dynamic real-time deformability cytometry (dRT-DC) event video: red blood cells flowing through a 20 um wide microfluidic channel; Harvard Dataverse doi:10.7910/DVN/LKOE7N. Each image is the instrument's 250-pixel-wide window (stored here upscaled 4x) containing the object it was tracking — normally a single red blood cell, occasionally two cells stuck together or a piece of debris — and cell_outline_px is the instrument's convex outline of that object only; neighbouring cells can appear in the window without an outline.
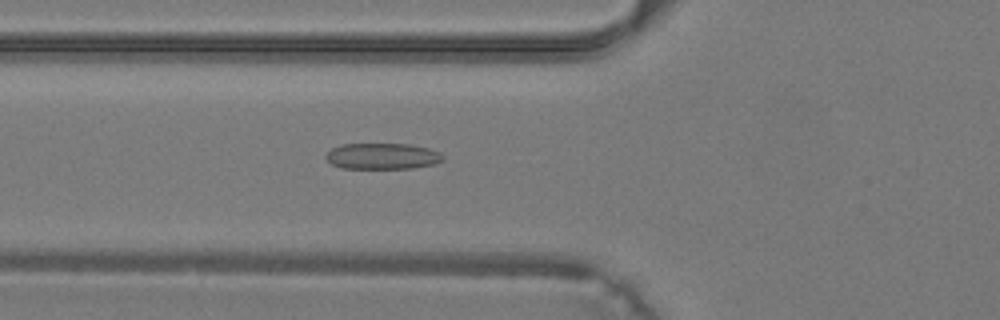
{"species": "common noctule bat (a hibernating species)", "species_latin": "Nyctalus noctula", "temperature_condition": "warm", "stored_images_in_passage": 39, "camera_frame_rate_fps": 3000, "um_per_image_px": 0.085, "animal": {"sex": "male", "body_mass_g": 19.2, "forearm_length_mm": 51.8}, "frame": {"image": 1, "passage_image": 14, "time_ms": 4.333, "image_size_px": [1000, 320], "cell_outline_px": [[444, 160], [432, 164], [412, 168], [340, 168], [332, 164], [324, 156], [332, 148], [340, 144], [412, 144], [428, 148], [440, 152], [444, 156]], "centroid_in_image_um": [32.5, 13.27], "position_along_channel_um": 93.3, "area_um2": 17.8}}
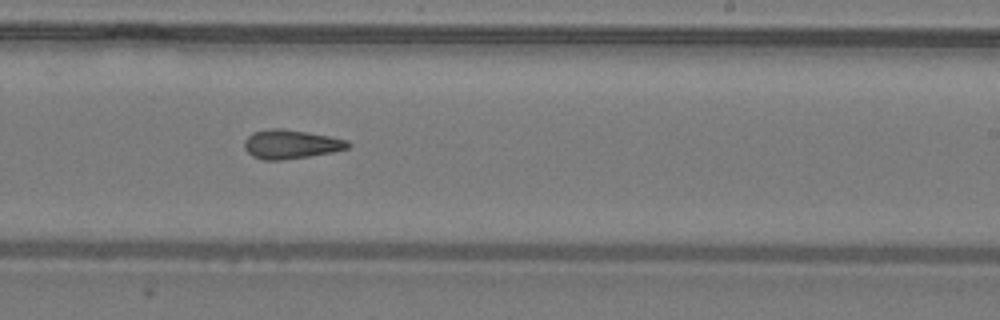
{"frame": {"image": 2, "passage_image": 24, "time_ms": 7.667, "image_size_px": [1000, 320], "cell_outline_px": [[352, 144], [348, 148], [332, 152], [308, 156], [280, 160], [264, 160], [252, 156], [244, 148], [244, 140], [252, 132], [268, 128], [280, 128], [308, 132], [348, 140]], "centroid_in_image_um": [24.7, 12.25], "position_along_channel_um": 264.3, "area_um2": 17.51}}
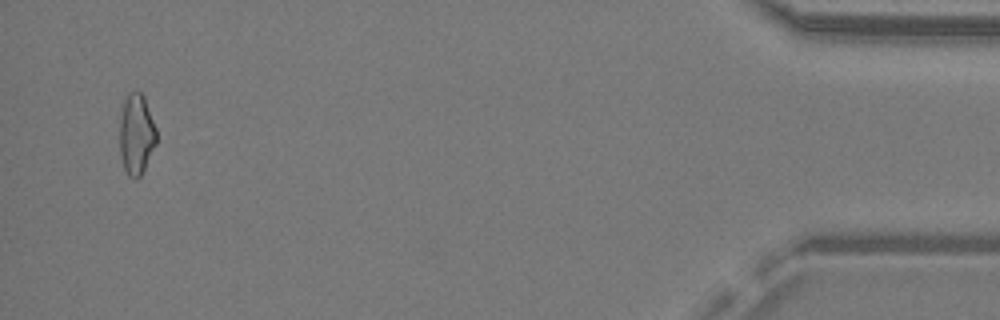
{"frame": {"image": 3, "passage_image": 38, "time_ms": 12.333, "image_size_px": [1000, 320], "cell_outline_px": [[156, 144], [140, 176], [136, 180], [128, 176], [124, 168], [120, 156], [120, 116], [124, 100], [128, 92], [140, 92], [144, 96], [156, 128]], "centroid_in_image_um": [11.58, 11.42], "position_along_channel_um": 423.6, "area_um2": 17.28}}